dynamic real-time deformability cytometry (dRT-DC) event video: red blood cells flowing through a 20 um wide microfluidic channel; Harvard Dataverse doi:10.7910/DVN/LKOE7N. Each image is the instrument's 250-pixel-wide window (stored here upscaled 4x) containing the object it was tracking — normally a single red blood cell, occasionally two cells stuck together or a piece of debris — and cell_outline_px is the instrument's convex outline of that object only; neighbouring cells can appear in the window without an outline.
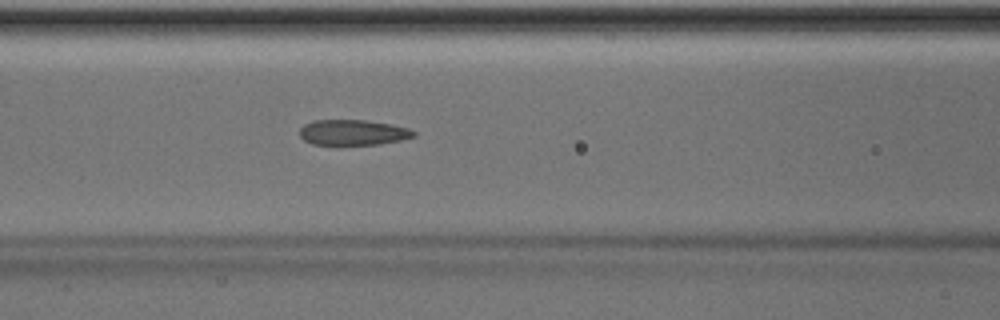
{"species": "Egyptian fruit bat (a non-hibernating species)", "species_latin": "Rousettus aegyptiacus", "temperature_condition": "room temperature", "stored_images_in_passage": 45, "camera_frame_rate_fps": 3000, "um_per_image_px": 0.085, "animal": {"sex": "male"}, "frame": {"image": 1, "passage_image": 21, "time_ms": 6.667, "image_size_px": [1000, 320], "cell_outline_px": [[416, 136], [400, 140], [380, 144], [312, 144], [304, 140], [300, 136], [300, 128], [304, 124], [312, 120], [364, 120], [388, 124], [408, 128], [416, 132]], "centroid_in_image_um": [29.98, 11.25], "position_along_channel_um": 136.6, "area_um2": 16.76}}
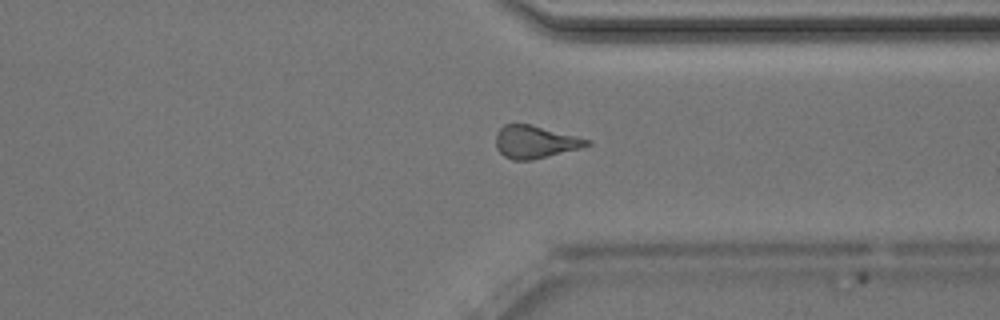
{"frame": {"image": 2, "passage_image": 38, "time_ms": 12.333, "image_size_px": [1000, 320], "cell_outline_px": [[592, 144], [580, 148], [532, 160], [512, 160], [504, 156], [496, 148], [496, 132], [504, 124], [532, 124], [592, 140]], "centroid_in_image_um": [45.48, 12.05], "position_along_channel_um": 365.9, "area_um2": 17.4}}
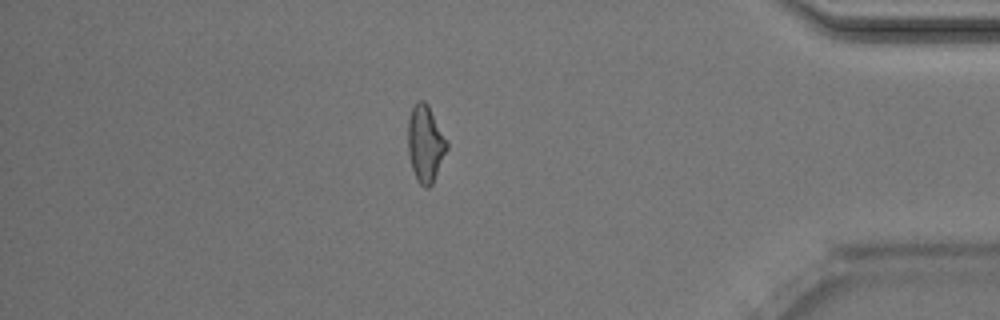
{"frame": {"image": 3, "passage_image": 43, "time_ms": 14.0, "image_size_px": [1000, 320], "cell_outline_px": [[448, 148], [432, 184], [428, 188], [424, 188], [416, 180], [412, 168], [408, 152], [408, 116], [416, 100], [424, 100], [428, 104], [448, 140]], "centroid_in_image_um": [36.16, 12.19], "position_along_channel_um": 399.0, "area_um2": 17.69}, "authors_computed_cell_mechanics": {"area_um2": 17.629, "velocity_mm_per_s": 4.0486, "shape_relaxation_time_tau1_ms": 6.3283, "shape_relaxation_time_tau2_ms": 2.2158, "deformation_change_tau1": 0.1699, "deformation_change_tau2": 0.1121}}